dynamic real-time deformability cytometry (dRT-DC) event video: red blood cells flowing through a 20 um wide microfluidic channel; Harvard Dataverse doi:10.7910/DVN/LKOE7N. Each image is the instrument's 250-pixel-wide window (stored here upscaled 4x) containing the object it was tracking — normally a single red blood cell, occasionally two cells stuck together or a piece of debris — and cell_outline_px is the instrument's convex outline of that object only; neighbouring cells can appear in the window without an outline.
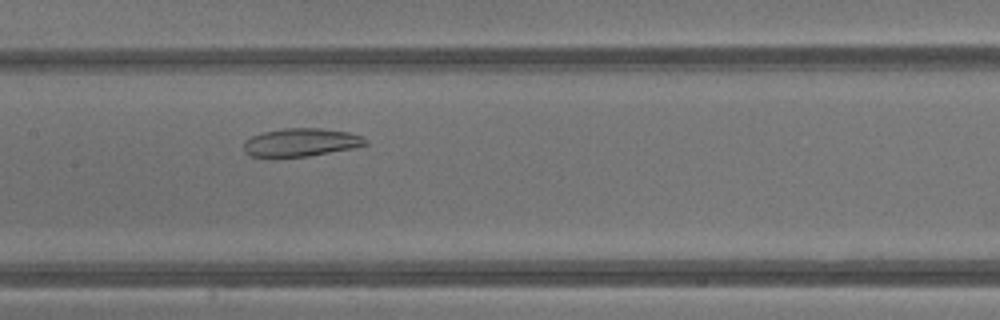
{"species": "common noctule bat (a hibernating species)", "species_latin": "Nyctalus noctula", "temperature_condition": "warm", "stored_images_in_passage": 38, "camera_frame_rate_fps": 3000, "um_per_image_px": 0.085, "animal": {"sex": "male", "body_mass_g": 13.3}, "frame": {"image": 1, "passage_image": 17, "time_ms": 5.333, "image_size_px": [1000, 320], "cell_outline_px": [[368, 144], [352, 148], [308, 156], [252, 156], [244, 152], [244, 140], [252, 136], [264, 132], [284, 128], [320, 128], [348, 132], [360, 136], [368, 140]], "centroid_in_image_um": [25.58, 12.09], "position_along_channel_um": 181.8, "area_um2": 19.65}}
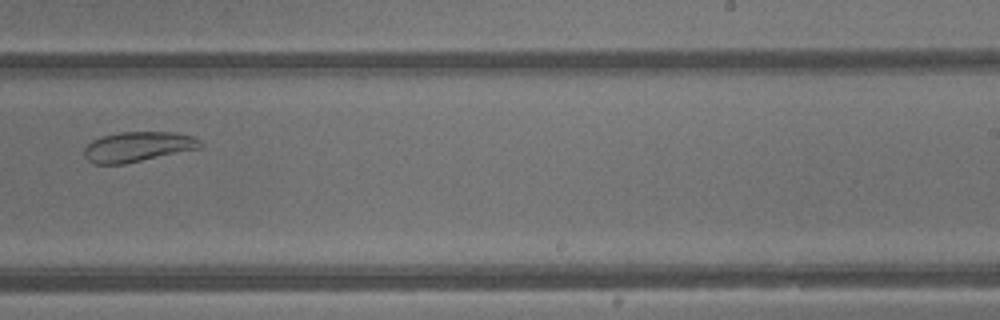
{"frame": {"image": 2, "passage_image": 23, "time_ms": 7.333, "image_size_px": [1000, 320], "cell_outline_px": [[204, 144], [200, 148], [124, 164], [92, 164], [84, 156], [84, 148], [92, 140], [104, 136], [120, 132], [176, 132], [192, 136], [200, 140]], "centroid_in_image_um": [11.72, 12.47], "position_along_channel_um": 277.3, "area_um2": 20.29}}
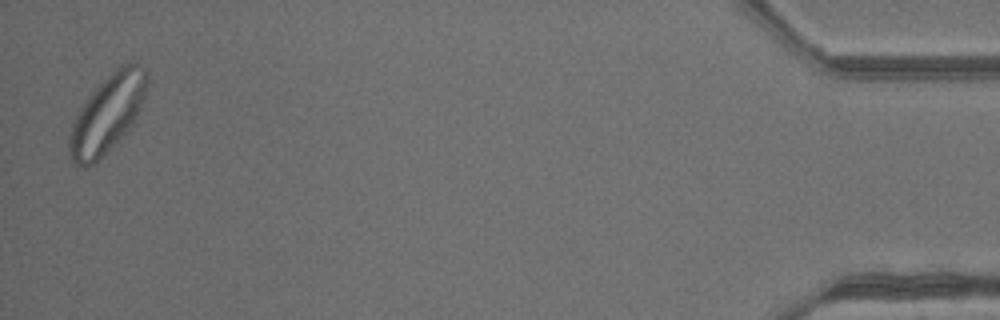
{"frame": {"image": 3, "passage_image": 38, "time_ms": 12.333, "image_size_px": [1000, 320], "cell_outline_px": [[148, 84], [144, 100], [140, 108], [128, 128], [96, 164], [84, 168], [72, 164], [68, 148], [68, 136], [72, 124], [80, 108], [88, 96], [120, 64], [132, 60], [140, 64], [148, 72]], "centroid_in_image_um": [9.12, 9.67], "position_along_channel_um": 426.1, "area_um2": 35.2}}